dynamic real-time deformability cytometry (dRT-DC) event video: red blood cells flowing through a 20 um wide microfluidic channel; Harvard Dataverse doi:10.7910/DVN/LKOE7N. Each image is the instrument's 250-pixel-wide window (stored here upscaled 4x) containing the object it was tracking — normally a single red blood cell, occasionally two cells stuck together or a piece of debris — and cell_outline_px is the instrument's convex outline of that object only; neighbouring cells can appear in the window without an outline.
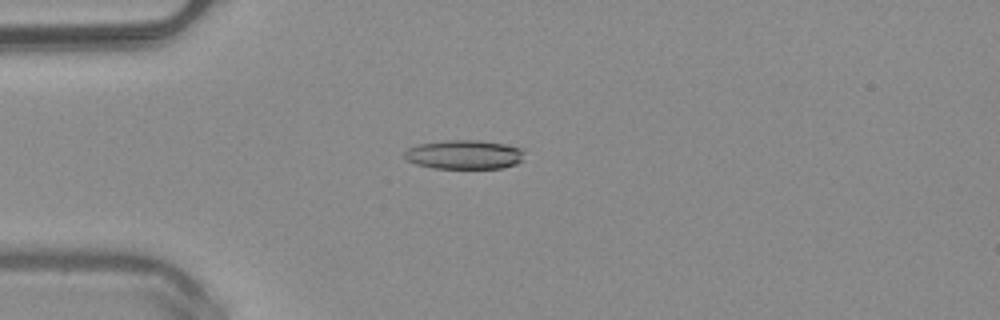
{"species": "common noctule bat (a hibernating species)", "species_latin": "Nyctalus noctula", "temperature_condition": "warm", "stored_images_in_passage": 46, "camera_frame_rate_fps": 3000, "um_per_image_px": 0.085, "animal": {"sex": "male", "body_mass_g": 20.4}, "frame": {"image": 1, "passage_image": 9, "time_ms": 2.667, "image_size_px": [1000, 320], "cell_outline_px": [[524, 160], [516, 164], [504, 168], [432, 168], [416, 164], [404, 160], [404, 152], [408, 148], [420, 144], [444, 140], [476, 140], [504, 144], [524, 148]], "centroid_in_image_um": [39.48, 13.14], "position_along_channel_um": 45.5, "area_um2": 20.58}}
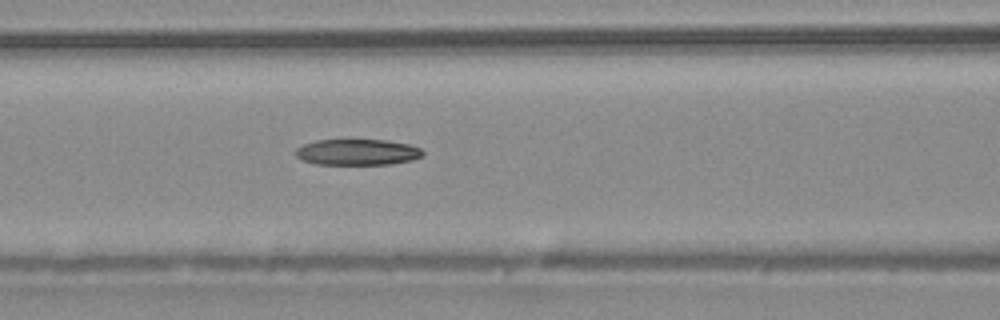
{"frame": {"image": 2, "passage_image": 17, "time_ms": 5.333, "image_size_px": [1000, 320], "cell_outline_px": [[424, 156], [412, 160], [388, 164], [316, 164], [304, 160], [296, 156], [296, 148], [304, 144], [316, 140], [388, 140], [412, 144], [420, 148], [424, 152]], "centroid_in_image_um": [30.43, 12.92], "position_along_channel_um": 136.2, "area_um2": 19.31}}
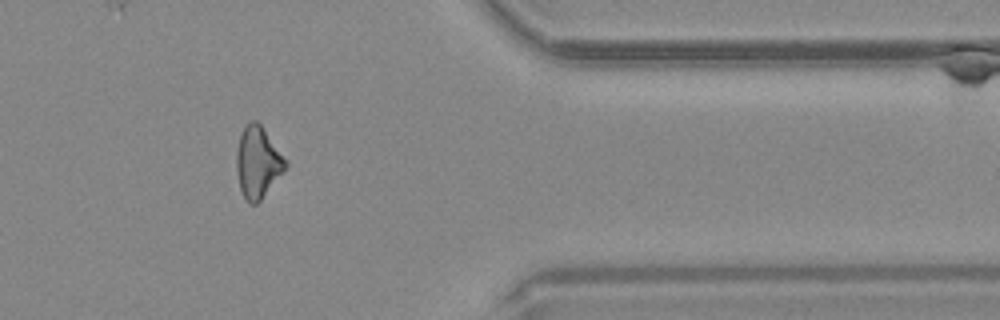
{"frame": {"image": 3, "passage_image": 37, "time_ms": 12.0, "image_size_px": [1000, 320], "cell_outline_px": [[288, 164], [260, 200], [256, 204], [248, 204], [240, 188], [236, 172], [236, 152], [240, 136], [244, 124], [252, 120], [256, 120], [260, 124], [288, 160]], "centroid_in_image_um": [21.89, 13.76], "position_along_channel_um": 389.5, "area_um2": 20.29}, "authors_computed_cell_mechanics": {"area_um2": 20.1722, "velocity_mm_per_s": 4.0718, "shape_relaxation_time_tau1_ms": null, "shape_relaxation_time_tau2_ms": 3.3872, "deformation_change_tau1": null, "deformation_change_tau2": 0.1307}}